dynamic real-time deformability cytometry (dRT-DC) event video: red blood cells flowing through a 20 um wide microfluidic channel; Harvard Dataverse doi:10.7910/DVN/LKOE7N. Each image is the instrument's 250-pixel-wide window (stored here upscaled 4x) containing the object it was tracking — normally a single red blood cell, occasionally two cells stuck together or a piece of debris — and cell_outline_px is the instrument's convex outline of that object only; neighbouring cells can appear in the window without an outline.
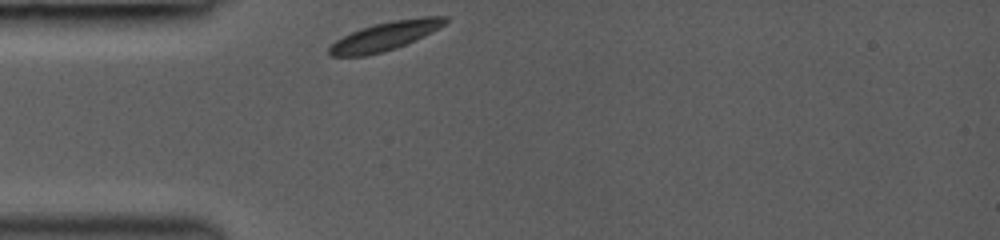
{"species": "common noctule bat (a hibernating species)", "species_latin": "Nyctalus noctula", "temperature_condition": "room temperature", "stored_images_in_passage": 26, "camera_frame_rate_fps": 3000, "um_per_image_px": 0.085, "animal": {"sex": "female", "body_mass_g": 19.0, "forearm_length_mm": 53.3}, "frame": {"image": 1, "passage_image": 1, "time_ms": 0.0, "image_size_px": [1000, 240], "cell_outline_px": [[448, 20], [444, 24], [424, 36], [396, 48], [384, 52], [364, 56], [328, 56], [328, 48], [336, 40], [360, 28], [392, 20], [424, 16], [448, 16]], "centroid_in_image_um": [32.72, 3.07], "position_along_channel_um": 52.3, "area_um2": 19.25}}
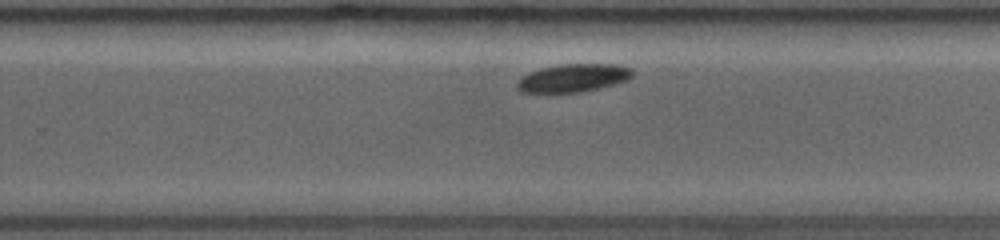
{"frame": {"image": 2, "passage_image": 17, "time_ms": 6.0, "image_size_px": [1000, 240], "cell_outline_px": [[632, 76], [624, 80], [612, 84], [580, 92], [520, 92], [516, 88], [516, 84], [528, 72], [540, 68], [560, 64], [620, 64], [632, 68]], "centroid_in_image_um": [48.7, 6.61], "position_along_channel_um": 281.1, "area_um2": 18.61}}
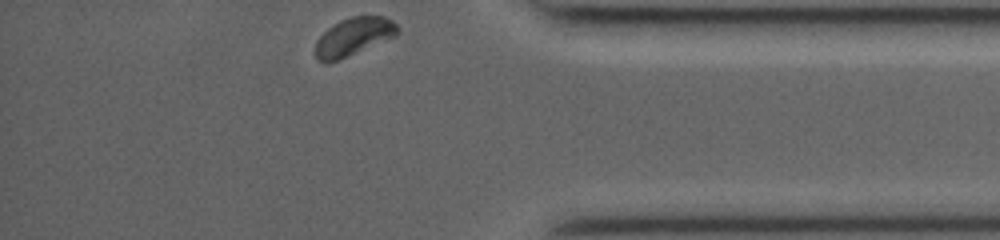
{"frame": {"image": 3, "passage_image": 26, "time_ms": 9.333, "image_size_px": [1000, 240], "cell_outline_px": [[400, 32], [396, 36], [336, 60], [324, 64], [316, 60], [316, 40], [328, 28], [340, 20], [352, 16], [384, 16], [392, 20], [400, 28]], "centroid_in_image_um": [30.06, 3.1], "position_along_channel_um": 405.1, "area_um2": 18.03}, "authors_computed_cell_mechanics": {"area_um2": 19.5653, "velocity_mm_per_s": 3.9633, "shape_relaxation_time_tau1_ms": 0.757, "shape_relaxation_time_tau2_ms": null, "deformation_change_tau1": 0.0608, "deformation_change_tau2": null}}